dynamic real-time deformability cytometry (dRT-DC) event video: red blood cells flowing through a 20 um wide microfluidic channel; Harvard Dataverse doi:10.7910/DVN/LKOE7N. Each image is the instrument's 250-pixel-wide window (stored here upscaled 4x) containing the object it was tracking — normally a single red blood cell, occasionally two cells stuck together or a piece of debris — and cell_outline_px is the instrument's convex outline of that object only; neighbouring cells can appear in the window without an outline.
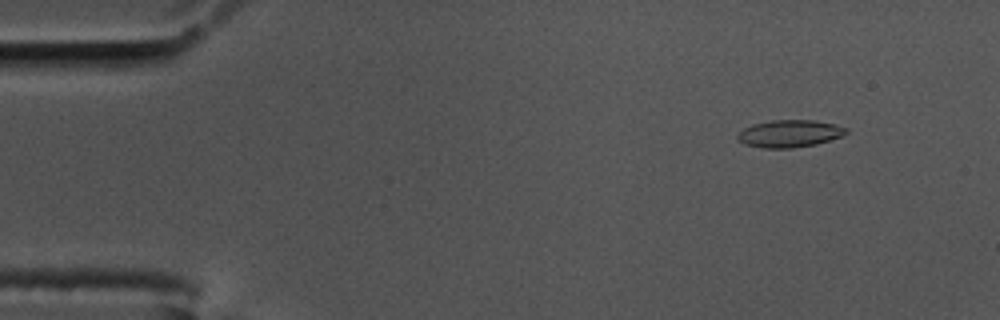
{"species": "common noctule bat (a hibernating species)", "species_latin": "Nyctalus noctula", "temperature_condition": "cold", "stored_images_in_passage": 58, "camera_frame_rate_fps": 3000, "um_per_image_px": 0.085, "animal": {"sex": "male", "body_mass_g": 17.5, "forearm_length_mm": 52.3}, "frame": {"image": 1, "passage_image": 6, "time_ms": 1.667, "image_size_px": [1000, 320], "cell_outline_px": [[848, 132], [844, 136], [816, 144], [792, 148], [764, 148], [744, 144], [736, 140], [736, 136], [744, 128], [752, 124], [772, 120], [812, 120], [836, 124], [848, 128]], "centroid_in_image_um": [67.13, 11.35], "position_along_channel_um": 17.9, "area_um2": 17.46}}
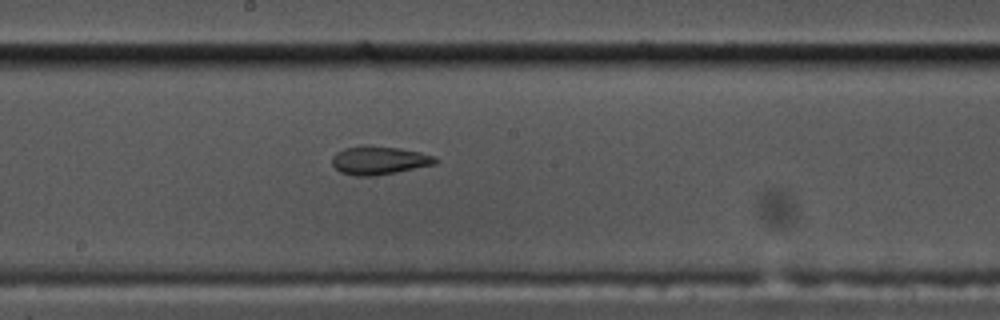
{"frame": {"image": 2, "passage_image": 31, "time_ms": 10.0, "image_size_px": [1000, 320], "cell_outline_px": [[436, 164], [376, 176], [356, 176], [340, 172], [332, 164], [332, 156], [336, 152], [344, 148], [364, 144], [368, 144], [400, 148], [420, 152], [436, 156]], "centroid_in_image_um": [32.2, 13.61], "position_along_channel_um": 216.0, "area_um2": 17.34}}
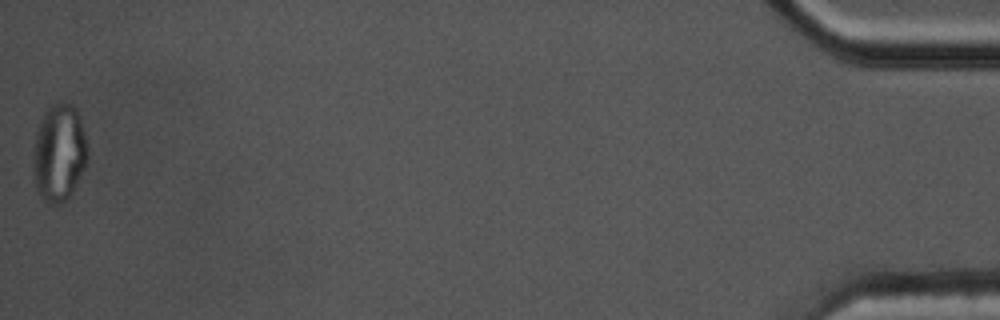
{"frame": {"image": 3, "passage_image": 58, "time_ms": 19.0, "image_size_px": [1000, 320], "cell_outline_px": [[88, 160], [68, 200], [60, 204], [52, 204], [40, 200], [36, 192], [32, 164], [32, 152], [36, 132], [44, 112], [52, 104], [72, 104], [76, 108], [80, 116], [88, 148]], "centroid_in_image_um": [5.0, 13.04], "position_along_channel_um": 430.2, "area_um2": 31.44}, "authors_computed_cell_mechanics": {"area_um2": 17.2244, "velocity_mm_per_s": 3.4617, "shape_relaxation_time_tau1_ms": null, "shape_relaxation_time_tau2_ms": 2.8964, "deformation_change_tau1": null, "deformation_change_tau2": 0.0829}}